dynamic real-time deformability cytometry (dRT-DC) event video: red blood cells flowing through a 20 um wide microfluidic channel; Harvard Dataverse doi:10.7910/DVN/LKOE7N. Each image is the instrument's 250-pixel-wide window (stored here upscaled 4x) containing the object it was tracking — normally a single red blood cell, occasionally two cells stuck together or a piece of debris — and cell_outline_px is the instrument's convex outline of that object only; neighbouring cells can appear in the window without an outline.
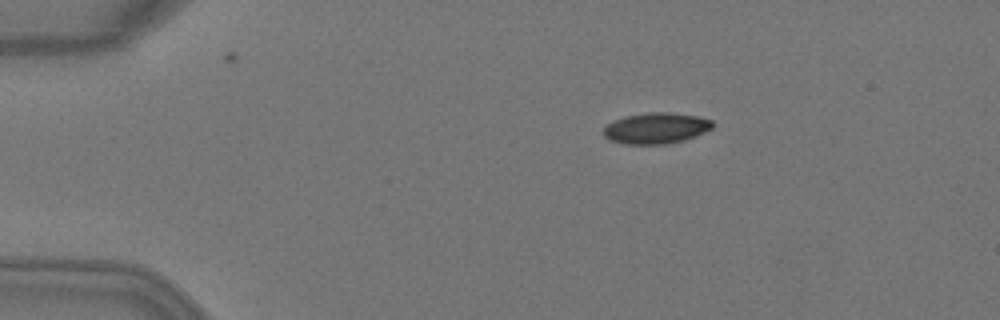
{"species": "Egyptian fruit bat (a non-hibernating species)", "species_latin": "Rousettus aegyptiacus", "temperature_condition": "warm", "stored_images_in_passage": 6, "camera_frame_rate_fps": 3000, "um_per_image_px": 0.085, "animal": {"sex": "female"}, "frame": {"image": 1, "passage_image": 2, "time_ms": 0.333, "image_size_px": [1000, 320], "cell_outline_px": [[712, 128], [704, 132], [684, 140], [668, 144], [624, 144], [608, 140], [604, 136], [604, 128], [608, 124], [624, 116], [648, 112], [668, 112], [700, 116], [712, 120]], "centroid_in_image_um": [55.76, 10.89], "position_along_channel_um": 29.2, "area_um2": 19.71}}
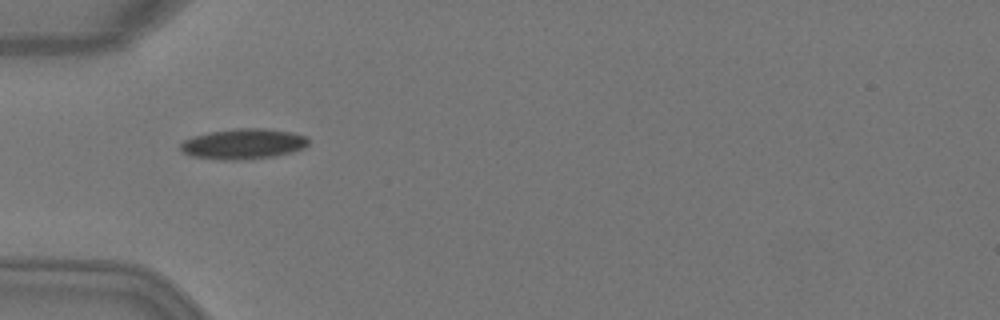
{"frame": {"image": 2, "passage_image": 4, "time_ms": 1.0, "image_size_px": [1000, 320], "cell_outline_px": [[308, 144], [304, 148], [292, 152], [276, 156], [252, 160], [220, 160], [192, 156], [184, 152], [180, 148], [180, 144], [184, 140], [192, 136], [208, 132], [236, 128], [264, 128], [292, 132], [308, 136]], "centroid_in_image_um": [20.7, 12.24], "position_along_channel_um": 64.3, "area_um2": 23.06}}